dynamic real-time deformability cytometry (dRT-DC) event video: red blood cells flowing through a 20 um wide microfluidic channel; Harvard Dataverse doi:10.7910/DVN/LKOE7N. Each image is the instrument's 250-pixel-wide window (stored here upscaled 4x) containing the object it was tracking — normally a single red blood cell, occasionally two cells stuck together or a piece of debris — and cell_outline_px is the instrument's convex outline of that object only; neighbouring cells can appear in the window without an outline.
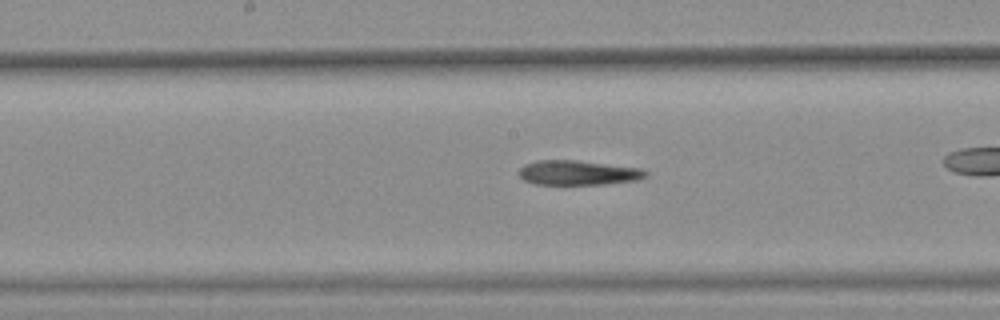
{"species": "common noctule bat (a hibernating species)", "species_latin": "Nyctalus noctula", "temperature_condition": "warm", "stored_images_in_passage": 49, "camera_frame_rate_fps": 3000, "um_per_image_px": 0.085, "animal": {"sex": "female", "body_mass_g": 25.1}, "frame": {"image": 1, "passage_image": 28, "time_ms": 9.0, "image_size_px": [1000, 320], "cell_outline_px": [[648, 176], [640, 180], [604, 184], [536, 184], [524, 180], [516, 172], [524, 164], [536, 160], [576, 160], [640, 168], [648, 172]], "centroid_in_image_um": [49.13, 14.68], "position_along_channel_um": 199.1, "area_um2": 18.32}, "authors_computed_cell_mechanics": {"area_um2": 20.4612, "velocity_mm_per_s": 3.7191, "shape_relaxation_time_tau1_ms": null, "shape_relaxation_time_tau2_ms": 3.3085, "deformation_change_tau1": null, "deformation_change_tau2": 0.099}}